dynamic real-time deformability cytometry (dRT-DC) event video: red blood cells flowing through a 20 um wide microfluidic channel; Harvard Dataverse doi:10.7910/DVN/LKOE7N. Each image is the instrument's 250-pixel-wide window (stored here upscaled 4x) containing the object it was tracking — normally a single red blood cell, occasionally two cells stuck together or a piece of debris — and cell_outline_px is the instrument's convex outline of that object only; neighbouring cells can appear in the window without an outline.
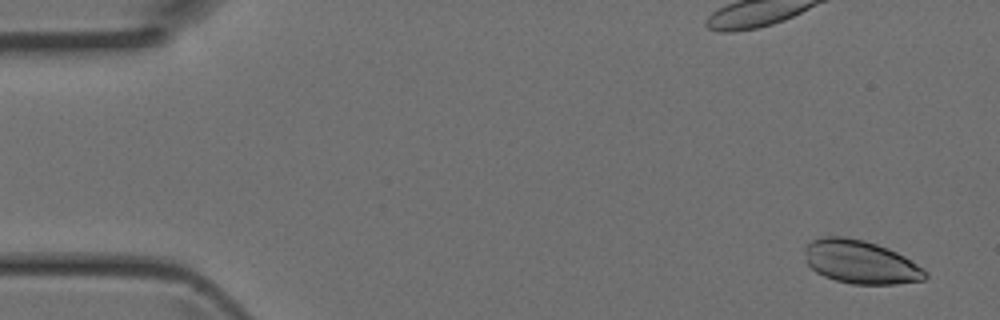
{"species": "Egyptian fruit bat (a non-hibernating species)", "species_latin": "Rousettus aegyptiacus", "temperature_condition": "room temperature", "stored_images_in_passage": 12, "camera_frame_rate_fps": 3000, "um_per_image_px": 0.085, "animal": {"sex": "female"}, "frame": {"image": 1, "passage_image": 3, "time_ms": 0.667, "image_size_px": [1000, 320], "cell_outline_px": [[928, 276], [924, 280], [896, 284], [852, 284], [836, 280], [824, 276], [816, 272], [808, 264], [804, 248], [812, 240], [824, 236], [840, 236], [864, 240], [888, 248], [904, 256], [924, 268], [928, 272]], "centroid_in_image_um": [73.17, 22.27], "position_along_channel_um": 11.8, "area_um2": 30.4}}